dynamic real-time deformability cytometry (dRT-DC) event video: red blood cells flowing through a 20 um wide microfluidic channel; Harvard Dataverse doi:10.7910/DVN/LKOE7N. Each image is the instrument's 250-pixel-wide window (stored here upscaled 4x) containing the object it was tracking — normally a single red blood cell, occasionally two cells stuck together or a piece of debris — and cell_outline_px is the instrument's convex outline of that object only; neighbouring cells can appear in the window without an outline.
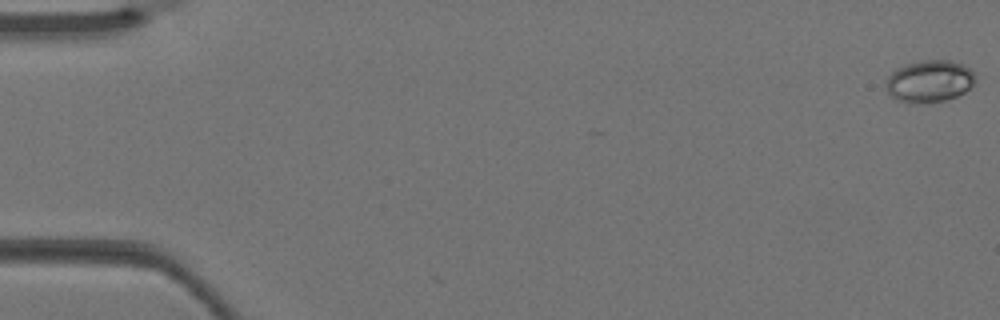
{"species": "Egyptian fruit bat (a non-hibernating species)", "species_latin": "Rousettus aegyptiacus", "temperature_condition": "warm", "stored_images_in_passage": 3, "camera_frame_rate_fps": 3000, "um_per_image_px": 0.085, "animal": {"sex": "female"}, "frame": {"image": 1, "passage_image": 1, "time_ms": 0.0, "image_size_px": [1000, 320], "cell_outline_px": [[976, 80], [964, 92], [956, 96], [944, 100], [916, 104], [908, 104], [896, 100], [888, 92], [884, 84], [888, 76], [896, 68], [904, 64], [924, 60], [948, 60], [964, 64], [976, 76]], "centroid_in_image_um": [78.96, 6.91], "position_along_channel_um": 6.0, "area_um2": 22.08}}
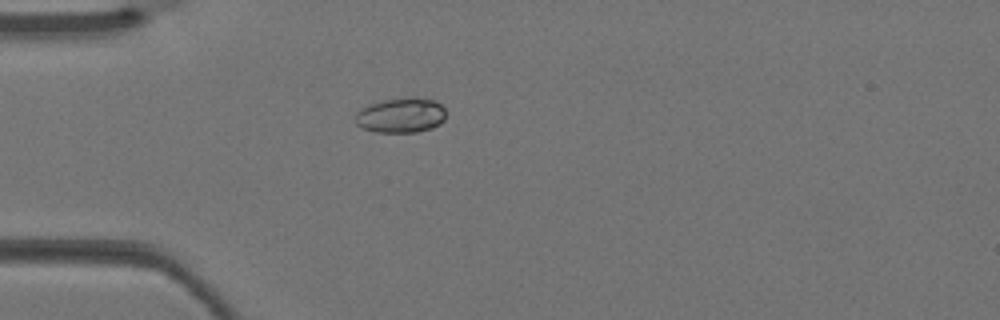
{"frame": {"image": 2, "passage_image": 3, "time_ms": 0.667, "image_size_px": [1000, 320], "cell_outline_px": [[444, 120], [440, 124], [432, 128], [416, 132], [376, 132], [360, 128], [356, 124], [356, 112], [368, 104], [384, 100], [408, 96], [412, 96], [436, 100], [444, 108]], "centroid_in_image_um": [34.07, 9.79], "position_along_channel_um": 50.9, "area_um2": 18.73}}